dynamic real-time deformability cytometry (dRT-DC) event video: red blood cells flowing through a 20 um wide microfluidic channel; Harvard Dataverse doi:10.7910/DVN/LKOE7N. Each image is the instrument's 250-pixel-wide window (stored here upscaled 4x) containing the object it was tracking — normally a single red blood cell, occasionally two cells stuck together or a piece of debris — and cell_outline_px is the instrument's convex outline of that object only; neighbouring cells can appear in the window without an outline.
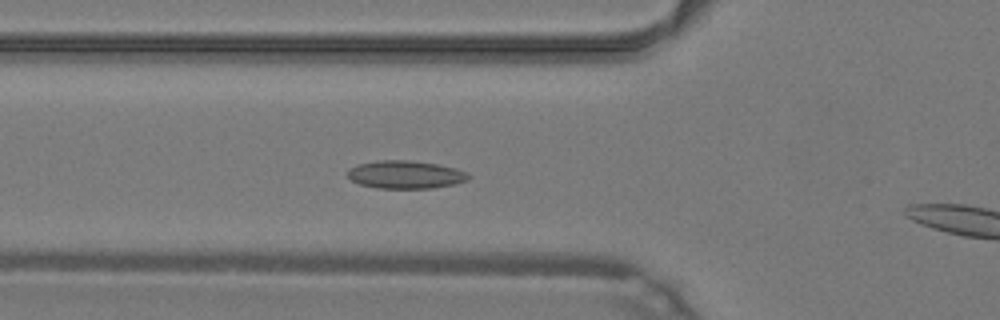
{"species": "common noctule bat (a hibernating species)", "species_latin": "Nyctalus noctula", "temperature_condition": "warm", "stored_images_in_passage": 35, "camera_frame_rate_fps": 3000, "um_per_image_px": 0.085, "animal": {"sex": "male", "body_mass_g": 19.2, "forearm_length_mm": 51.8}, "frame": {"image": 1, "passage_image": 11, "time_ms": 3.333, "image_size_px": [1000, 320], "cell_outline_px": [[472, 176], [468, 180], [452, 184], [432, 188], [376, 188], [360, 184], [352, 180], [348, 176], [348, 168], [360, 164], [376, 160], [408, 160], [436, 164], [456, 168], [468, 172]], "centroid_in_image_um": [34.48, 14.84], "position_along_channel_um": 91.3, "area_um2": 19.65}}
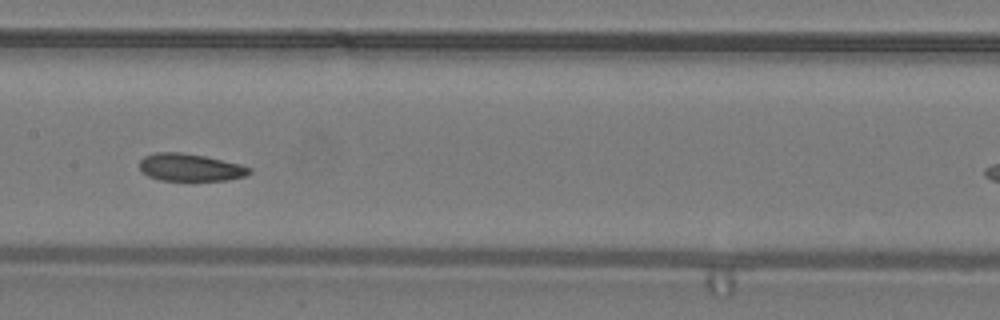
{"frame": {"image": 2, "passage_image": 18, "time_ms": 5.667, "image_size_px": [1000, 320], "cell_outline_px": [[252, 172], [244, 176], [228, 180], [160, 180], [148, 176], [140, 168], [140, 160], [144, 156], [156, 152], [180, 152], [204, 156], [240, 164], [252, 168]], "centroid_in_image_um": [16.17, 14.23], "position_along_channel_um": 191.2, "area_um2": 17.46}}
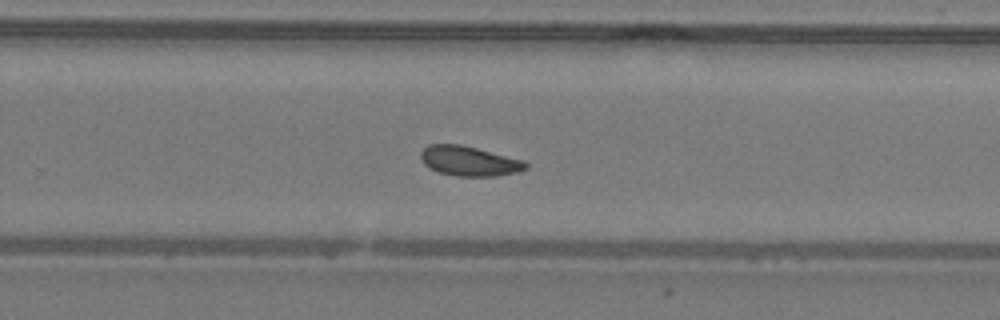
{"frame": {"image": 3, "passage_image": 25, "time_ms": 8.0, "image_size_px": [1000, 320], "cell_outline_px": [[528, 168], [516, 172], [496, 176], [456, 176], [440, 172], [424, 164], [420, 156], [420, 152], [428, 144], [460, 144], [524, 160], [528, 164]], "centroid_in_image_um": [39.89, 13.68], "position_along_channel_um": 289.9, "area_um2": 18.09}, "authors_computed_cell_mechanics": {"area_um2": 18.6116, "velocity_mm_per_s": 4.2527, "shape_relaxation_time_tau1_ms": null, "shape_relaxation_time_tau2_ms": 3.0093, "deformation_change_tau1": null, "deformation_change_tau2": 0.084}}